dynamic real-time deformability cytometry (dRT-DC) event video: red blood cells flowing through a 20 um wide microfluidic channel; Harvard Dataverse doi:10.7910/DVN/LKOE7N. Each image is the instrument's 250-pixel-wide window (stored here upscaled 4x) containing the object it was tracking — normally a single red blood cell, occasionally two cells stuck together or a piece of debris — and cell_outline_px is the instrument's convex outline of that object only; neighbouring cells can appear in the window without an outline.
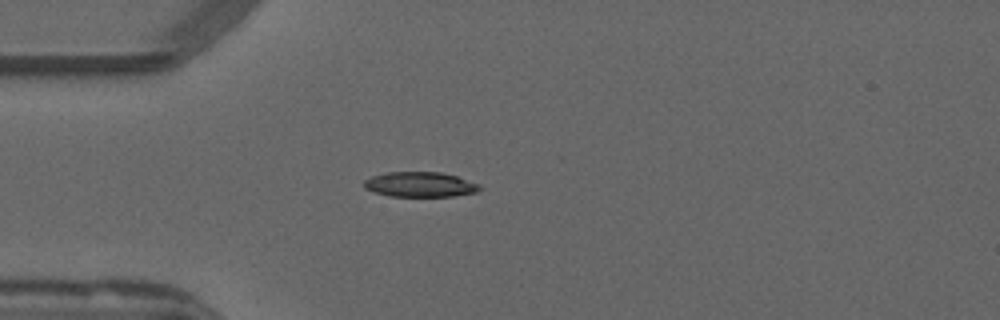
{"species": "common noctule bat (a hibernating species)", "species_latin": "Nyctalus noctula", "temperature_condition": "warm", "stored_images_in_passage": 13, "camera_frame_rate_fps": 3000, "um_per_image_px": 0.085, "animal": {"sex": "male", "forearm_length_mm": 52.5}, "frame": {"image": 1, "passage_image": 3, "time_ms": 0.667, "image_size_px": [1000, 320], "cell_outline_px": [[480, 188], [476, 192], [452, 196], [388, 196], [372, 192], [364, 188], [364, 180], [372, 176], [384, 172], [440, 172], [456, 176], [480, 184]], "centroid_in_image_um": [35.65, 15.68], "position_along_channel_um": 49.3, "area_um2": 16.88}}